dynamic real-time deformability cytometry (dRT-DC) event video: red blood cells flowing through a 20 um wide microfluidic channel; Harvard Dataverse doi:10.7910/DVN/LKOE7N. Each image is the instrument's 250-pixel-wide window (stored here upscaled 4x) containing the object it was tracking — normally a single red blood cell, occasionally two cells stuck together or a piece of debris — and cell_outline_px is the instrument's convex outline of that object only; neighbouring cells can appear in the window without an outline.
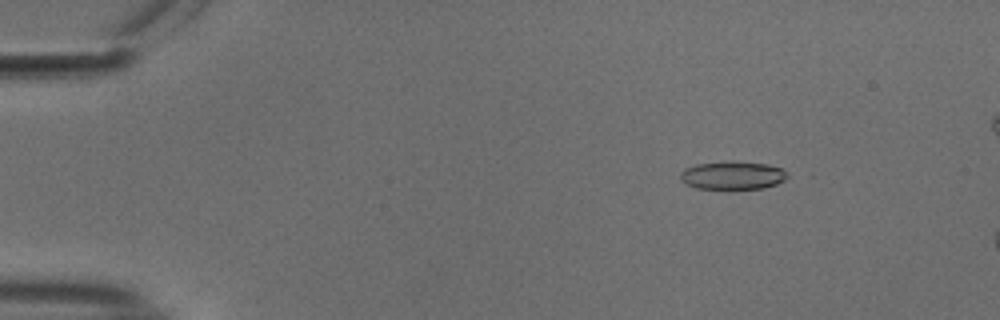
{"species": "common noctule bat (a hibernating species)", "species_latin": "Nyctalus noctula", "temperature_condition": "cold", "stored_images_in_passage": 14, "camera_frame_rate_fps": 3000, "um_per_image_px": 0.085, "animal": {"sex": "male", "body_mass_g": 18.8}, "frame": {"image": 1, "passage_image": 8, "time_ms": 2.333, "image_size_px": [1000, 320], "cell_outline_px": [[788, 176], [784, 180], [776, 184], [764, 188], [732, 192], [728, 192], [696, 188], [680, 180], [680, 172], [684, 168], [696, 164], [768, 164], [780, 168], [788, 172]], "centroid_in_image_um": [62.26, 15.01], "position_along_channel_um": 22.7, "area_um2": 17.63}}